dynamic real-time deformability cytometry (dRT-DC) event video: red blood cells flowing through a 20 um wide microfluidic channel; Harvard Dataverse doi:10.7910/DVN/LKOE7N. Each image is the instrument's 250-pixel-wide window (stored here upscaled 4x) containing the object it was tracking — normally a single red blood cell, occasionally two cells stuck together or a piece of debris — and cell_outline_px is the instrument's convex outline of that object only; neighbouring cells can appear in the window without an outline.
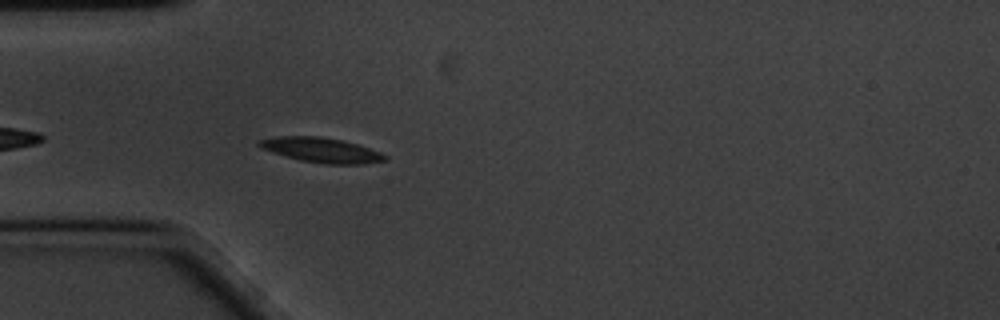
{"species": "common noctule bat (a hibernating species)", "species_latin": "Nyctalus noctula", "temperature_condition": "cold", "stored_images_in_passage": 37, "camera_frame_rate_fps": 3000, "um_per_image_px": 0.085, "animal": {"sex": "male", "body_mass_g": 20.1, "forearm_length_mm": 53.5}, "frame": {"image": 1, "passage_image": 4, "time_ms": 1.0, "image_size_px": [1000, 320], "cell_outline_px": [[388, 160], [364, 164], [324, 164], [300, 160], [272, 152], [256, 144], [256, 140], [276, 136], [320, 136], [340, 140], [356, 144], [380, 152], [388, 156]], "centroid_in_image_um": [27.31, 12.75], "position_along_channel_um": 57.7, "area_um2": 18.15}}
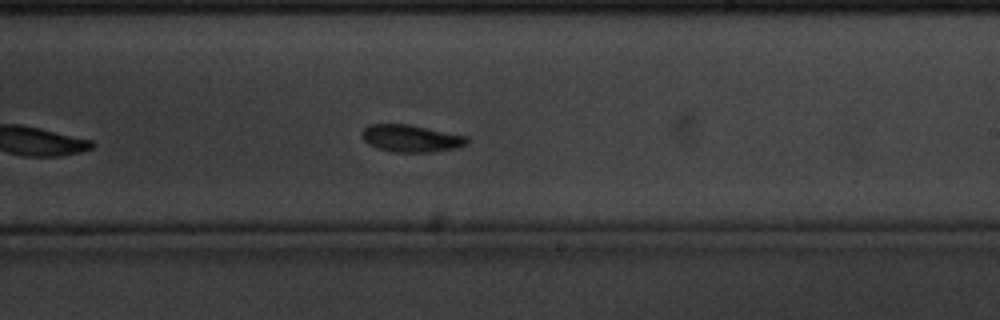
{"frame": {"image": 2, "passage_image": 22, "time_ms": 7.0, "image_size_px": [1000, 320], "cell_outline_px": [[468, 144], [456, 148], [432, 152], [392, 152], [376, 148], [368, 144], [360, 136], [360, 132], [368, 124], [408, 124], [468, 136]], "centroid_in_image_um": [34.91, 11.76], "position_along_channel_um": 254.1, "area_um2": 16.88}}
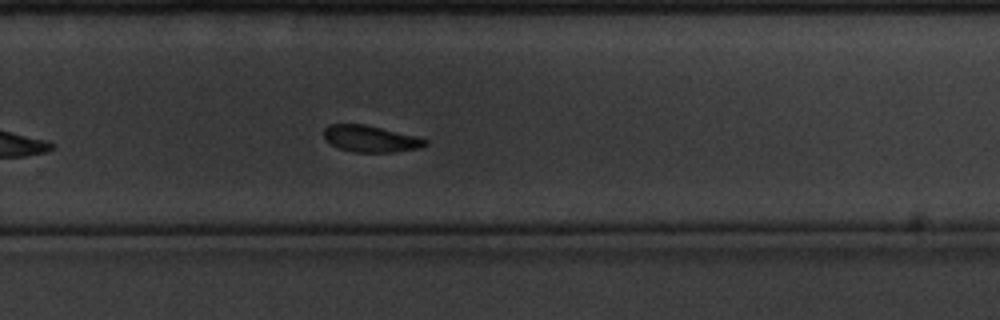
{"frame": {"image": 3, "passage_image": 26, "time_ms": 8.333, "image_size_px": [1000, 320], "cell_outline_px": [[428, 144], [420, 148], [392, 152], [352, 152], [340, 148], [324, 140], [324, 128], [328, 124], [364, 124], [416, 136], [428, 140]], "centroid_in_image_um": [31.48, 11.79], "position_along_channel_um": 298.3, "area_um2": 15.66}, "authors_computed_cell_mechanics": {"area_um2": 17.1088, "velocity_mm_per_s": 3.3252, "shape_relaxation_time_tau1_ms": null, "shape_relaxation_time_tau2_ms": 9.0745, "deformation_change_tau1": null, "deformation_change_tau2": 0.1164}}